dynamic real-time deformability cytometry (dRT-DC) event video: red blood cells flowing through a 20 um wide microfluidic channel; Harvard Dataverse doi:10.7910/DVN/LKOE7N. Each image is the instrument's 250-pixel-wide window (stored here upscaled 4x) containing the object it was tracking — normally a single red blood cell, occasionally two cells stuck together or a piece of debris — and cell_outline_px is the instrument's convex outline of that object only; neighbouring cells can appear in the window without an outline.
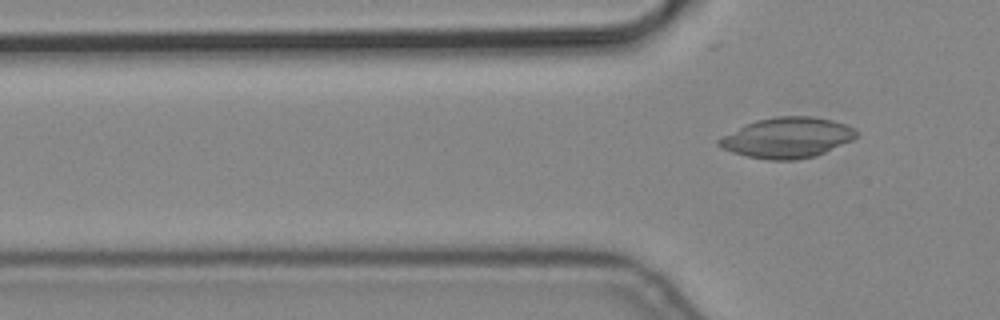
{"species": "common noctule bat (a hibernating species)", "species_latin": "Nyctalus noctula", "temperature_condition": "cold", "stored_images_in_passage": 7, "segment_of_instrument_passage": [2, 2], "camera_frame_rate_fps": 3000, "um_per_image_px": 0.085, "animal": {"sex": "male", "body_mass_g": 19.2, "forearm_length_mm": 51.8}, "frame": {"image": 1, "passage_image": 7, "time_ms": 2.0, "image_size_px": [1000, 320], "cell_outline_px": [[856, 136], [852, 140], [816, 156], [796, 160], [768, 160], [748, 156], [732, 152], [720, 148], [716, 144], [716, 140], [744, 124], [756, 120], [776, 116], [812, 116], [832, 120], [844, 124], [852, 128], [856, 132]], "centroid_in_image_um": [66.87, 11.71], "position_along_channel_um": 58.9, "area_um2": 32.37}}